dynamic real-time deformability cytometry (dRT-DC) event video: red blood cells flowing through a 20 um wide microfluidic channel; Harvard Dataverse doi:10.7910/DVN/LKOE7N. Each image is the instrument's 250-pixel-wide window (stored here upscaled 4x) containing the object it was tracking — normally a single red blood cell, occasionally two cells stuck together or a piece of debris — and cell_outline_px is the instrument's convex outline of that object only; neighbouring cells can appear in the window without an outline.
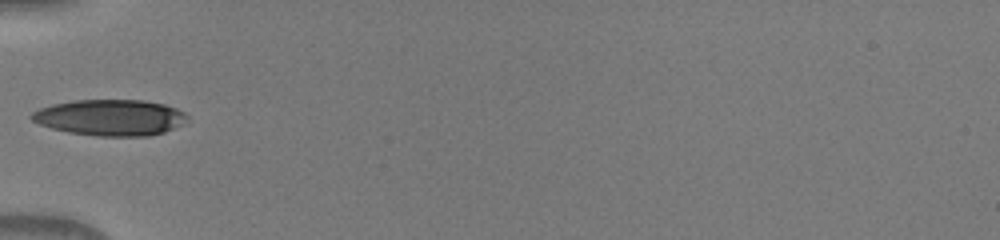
{"species": "human", "species_latin": "Homo sapiens", "temperature_condition": "warm", "stored_images_in_passage": 33, "camera_frame_rate_fps": 3000, "um_per_image_px": 0.085, "donor": {"sex": "male"}, "frame": {"image": 1, "passage_image": 1, "time_ms": 0.0, "image_size_px": [1000, 240], "cell_outline_px": [[188, 116], [184, 124], [164, 132], [148, 136], [96, 136], [68, 132], [52, 128], [40, 124], [32, 120], [28, 116], [32, 112], [40, 108], [52, 104], [72, 100], [144, 100], [164, 104], [176, 108], [184, 112]], "centroid_in_image_um": [9.37, 9.99], "position_along_channel_um": 75.6, "area_um2": 32.89}}
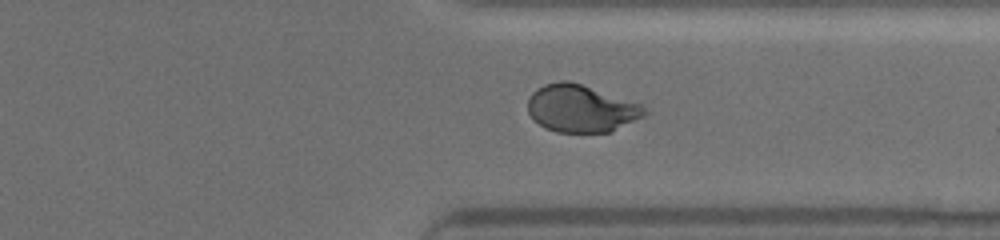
{"frame": {"image": 2, "passage_image": 22, "time_ms": 7.0, "image_size_px": [1000, 240], "cell_outline_px": [[652, 112], [612, 132], [556, 132], [544, 128], [528, 112], [528, 96], [536, 88], [544, 84], [560, 80], [568, 80], [644, 104]], "centroid_in_image_um": [49.44, 9.21], "position_along_channel_um": 362.0, "area_um2": 32.66}}
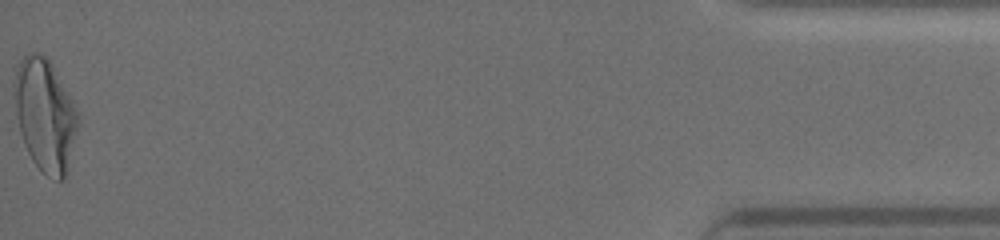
{"frame": {"image": 3, "passage_image": 33, "time_ms": 10.667, "image_size_px": [1000, 240], "cell_outline_px": [[80, 116], [64, 176], [60, 180], [56, 180], [48, 176], [32, 160], [24, 144], [20, 132], [16, 116], [12, 84], [12, 80], [16, 68], [20, 60], [28, 52], [40, 52], [52, 64], [72, 100]], "centroid_in_image_um": [3.78, 9.69], "position_along_channel_um": 431.4, "area_um2": 41.33}}